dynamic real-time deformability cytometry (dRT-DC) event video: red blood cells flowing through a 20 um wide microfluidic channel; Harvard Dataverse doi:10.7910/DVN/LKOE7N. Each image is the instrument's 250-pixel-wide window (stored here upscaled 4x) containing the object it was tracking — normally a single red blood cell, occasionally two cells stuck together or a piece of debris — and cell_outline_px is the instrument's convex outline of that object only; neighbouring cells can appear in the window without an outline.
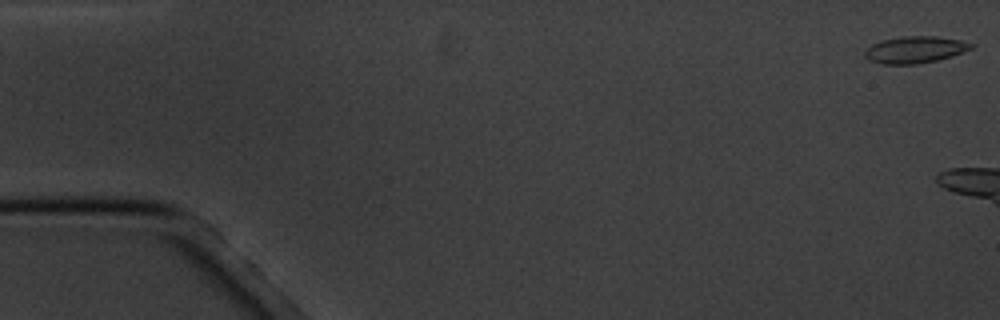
{"species": "common noctule bat (a hibernating species)", "species_latin": "Nyctalus noctula", "temperature_condition": "cold", "stored_images_in_passage": 3, "camera_frame_rate_fps": 3000, "um_per_image_px": 0.085, "animal": {"sex": "male", "body_mass_g": 20.1, "forearm_length_mm": 53.5}, "frame": {"image": 1, "passage_image": 1, "time_ms": 0.0, "image_size_px": [1000, 320], "cell_outline_px": [[976, 44], [972, 48], [952, 56], [936, 60], [916, 64], [880, 64], [868, 60], [864, 56], [864, 52], [872, 44], [880, 40], [904, 36], [936, 36], [960, 40]], "centroid_in_image_um": [77.75, 4.22], "position_along_channel_um": 7.2, "area_um2": 16.65}}